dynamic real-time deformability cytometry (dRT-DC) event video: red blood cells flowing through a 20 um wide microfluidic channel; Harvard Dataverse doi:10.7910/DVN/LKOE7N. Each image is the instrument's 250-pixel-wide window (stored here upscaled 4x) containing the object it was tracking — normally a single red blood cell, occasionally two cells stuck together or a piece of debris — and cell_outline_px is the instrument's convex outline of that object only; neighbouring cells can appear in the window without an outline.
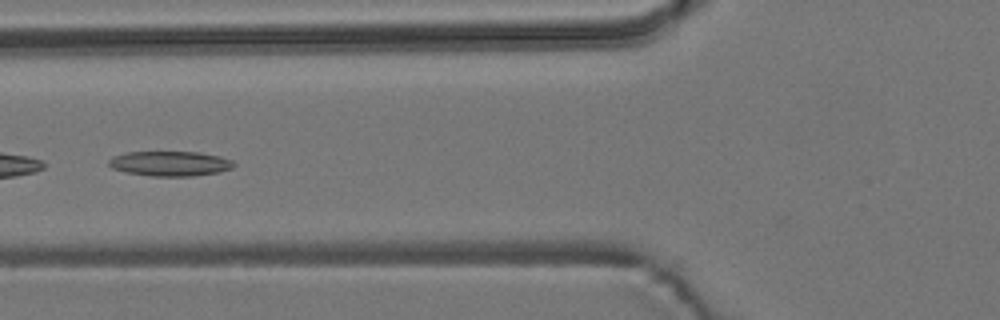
{"species": "common noctule bat (a hibernating species)", "species_latin": "Nyctalus noctula", "temperature_condition": "room temperature", "stored_images_in_passage": 6, "camera_frame_rate_fps": 3000, "um_per_image_px": 0.085, "animal": {"sex": "male", "body_mass_g": 19.2, "forearm_length_mm": 51.8}, "frame": {"image": 1, "passage_image": 6, "time_ms": 5.667, "image_size_px": [1000, 320], "cell_outline_px": [[236, 164], [232, 168], [220, 172], [192, 176], [152, 176], [124, 172], [112, 168], [108, 164], [108, 160], [112, 156], [128, 152], [200, 152], [220, 156], [232, 160]], "centroid_in_image_um": [14.46, 13.9], "position_along_channel_um": 111.3, "area_um2": 18.26}}